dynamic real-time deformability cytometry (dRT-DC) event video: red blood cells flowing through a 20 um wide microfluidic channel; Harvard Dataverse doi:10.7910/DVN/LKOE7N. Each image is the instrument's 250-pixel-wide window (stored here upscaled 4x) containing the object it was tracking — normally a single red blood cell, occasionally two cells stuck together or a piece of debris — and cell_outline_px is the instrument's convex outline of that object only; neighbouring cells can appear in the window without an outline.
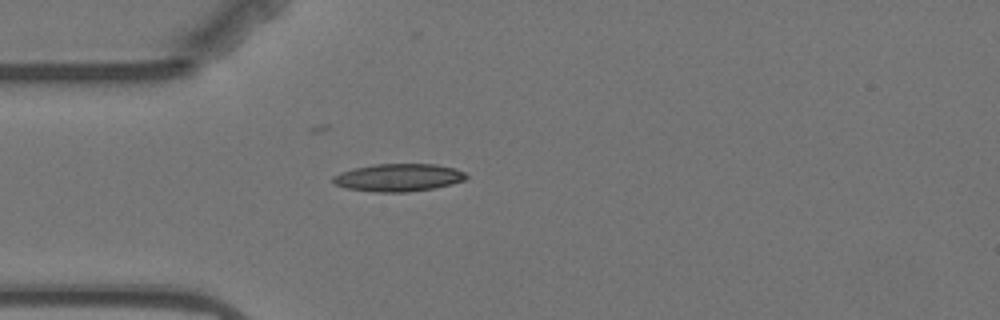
{"species": "Egyptian fruit bat (a non-hibernating species)", "species_latin": "Rousettus aegyptiacus", "temperature_condition": "warm", "stored_images_in_passage": 1, "camera_frame_rate_fps": 3000, "um_per_image_px": 0.085, "animal": {"sex": "female"}, "frame": {"image": 1, "passage_image": 1, "time_ms": 0.0, "image_size_px": [1000, 320], "cell_outline_px": [[468, 176], [464, 180], [452, 184], [432, 188], [404, 192], [376, 192], [344, 188], [332, 184], [332, 176], [340, 172], [352, 168], [376, 164], [436, 164], [456, 168], [464, 172]], "centroid_in_image_um": [33.82, 15.09], "position_along_channel_um": 51.2, "area_um2": 21.62}}